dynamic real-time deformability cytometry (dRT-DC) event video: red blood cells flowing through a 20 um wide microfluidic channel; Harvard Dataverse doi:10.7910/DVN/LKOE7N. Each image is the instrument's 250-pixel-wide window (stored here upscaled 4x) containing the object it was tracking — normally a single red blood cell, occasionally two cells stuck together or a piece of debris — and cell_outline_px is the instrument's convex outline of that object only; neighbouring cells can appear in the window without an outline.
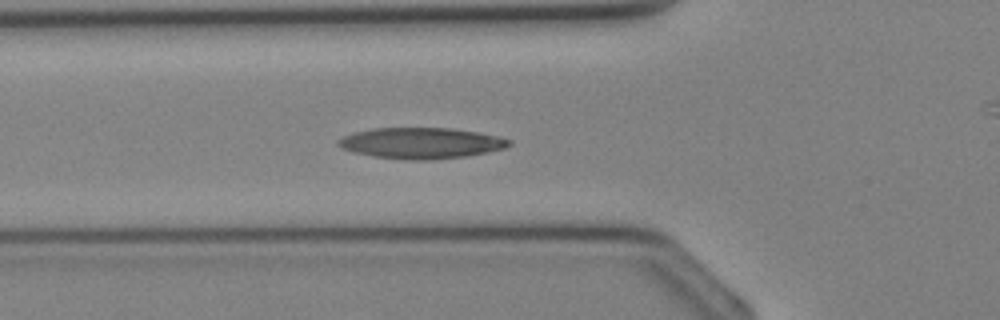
{"species": "Egyptian fruit bat (a non-hibernating species)", "species_latin": "Rousettus aegyptiacus", "temperature_condition": "cold", "stored_images_in_passage": 27, "camera_frame_rate_fps": 3000, "um_per_image_px": 0.085, "animal": {"sex": "female"}, "frame": {"image": 1, "passage_image": 6, "time_ms": 1.667, "image_size_px": [1000, 320], "cell_outline_px": [[512, 144], [504, 148], [488, 152], [464, 156], [428, 160], [408, 160], [372, 156], [352, 152], [340, 148], [336, 144], [336, 140], [352, 132], [372, 128], [448, 128], [476, 132], [500, 136], [512, 140]], "centroid_in_image_um": [35.75, 12.16], "position_along_channel_um": 90.1, "area_um2": 30.98}}
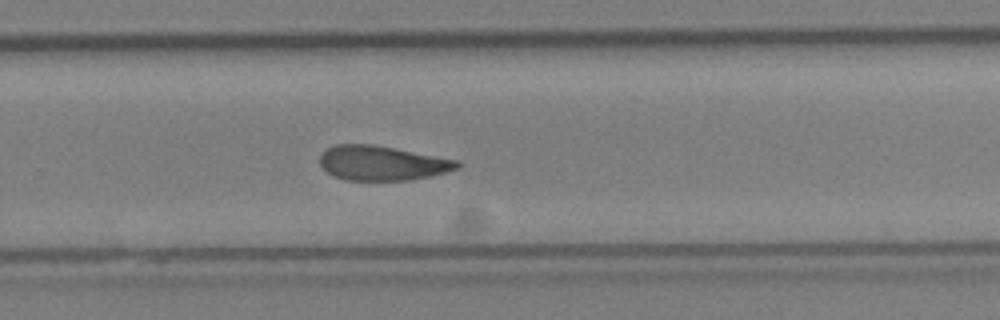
{"frame": {"image": 2, "passage_image": 17, "time_ms": 5.333, "image_size_px": [1000, 320], "cell_outline_px": [[460, 168], [432, 176], [412, 180], [344, 180], [332, 176], [320, 164], [320, 152], [324, 148], [336, 144], [372, 144], [460, 160]], "centroid_in_image_um": [32.47, 13.86], "position_along_channel_um": 297.3, "area_um2": 28.03}}
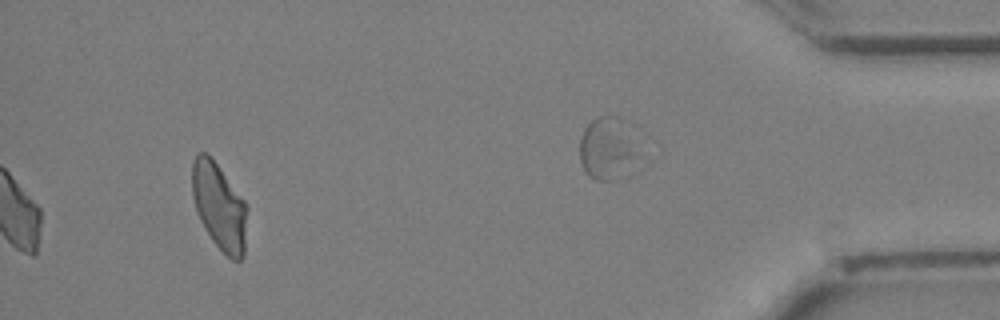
{"frame": {"image": 3, "passage_image": 27, "time_ms": 8.667, "image_size_px": [1000, 320], "cell_outline_px": [[248, 208], [244, 256], [240, 260], [232, 260], [212, 240], [204, 228], [196, 212], [192, 196], [192, 164], [196, 152], [208, 152], [244, 200]], "centroid_in_image_um": [18.63, 17.53], "position_along_channel_um": 416.6, "area_um2": 28.03}}